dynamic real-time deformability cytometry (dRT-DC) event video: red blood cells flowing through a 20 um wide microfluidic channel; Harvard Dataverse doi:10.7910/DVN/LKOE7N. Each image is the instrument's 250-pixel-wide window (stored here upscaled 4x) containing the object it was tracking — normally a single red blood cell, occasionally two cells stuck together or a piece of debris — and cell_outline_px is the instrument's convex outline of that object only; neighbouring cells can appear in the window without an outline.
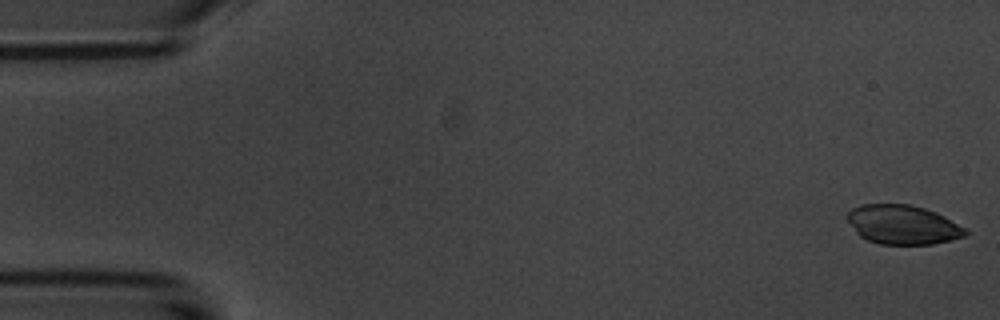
{"species": "common noctule bat (a hibernating species)", "species_latin": "Nyctalus noctula", "temperature_condition": "room temperature", "stored_images_in_passage": 11, "camera_frame_rate_fps": 3000, "um_per_image_px": 0.085, "animal": {"sex": "male", "body_mass_g": 20.1, "forearm_length_mm": 53.5}, "frame": {"image": 1, "passage_image": 1, "time_ms": 0.0, "image_size_px": [1000, 320], "cell_outline_px": [[968, 232], [964, 236], [932, 244], [880, 244], [868, 240], [860, 236], [856, 232], [844, 216], [852, 208], [860, 204], [908, 204], [924, 208], [936, 212], [968, 228]], "centroid_in_image_um": [76.72, 19.08], "position_along_channel_um": 8.3, "area_um2": 27.05}}